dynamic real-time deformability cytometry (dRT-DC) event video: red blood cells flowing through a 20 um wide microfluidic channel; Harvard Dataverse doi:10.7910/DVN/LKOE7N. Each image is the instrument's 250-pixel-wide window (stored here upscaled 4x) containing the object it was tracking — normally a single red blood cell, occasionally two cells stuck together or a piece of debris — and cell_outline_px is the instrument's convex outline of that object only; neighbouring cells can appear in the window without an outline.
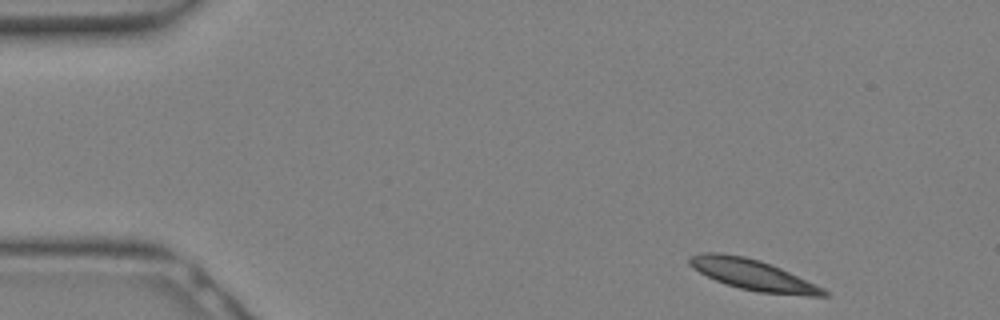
{"species": "Egyptian fruit bat (a non-hibernating species)", "species_latin": "Rousettus aegyptiacus", "temperature_condition": "warm", "stored_images_in_passage": 18, "camera_frame_rate_fps": 3000, "um_per_image_px": 0.085, "animal": {"sex": "female"}, "frame": {"image": 1, "passage_image": 1, "time_ms": 0.0, "image_size_px": [1000, 320], "cell_outline_px": [[832, 296], [808, 296], [760, 292], [740, 288], [716, 280], [692, 268], [688, 264], [688, 256], [704, 252], [720, 252], [744, 256], [760, 260], [780, 268], [816, 284], [824, 288]], "centroid_in_image_um": [64.0, 23.35], "position_along_channel_um": 21.0, "area_um2": 23.93}}
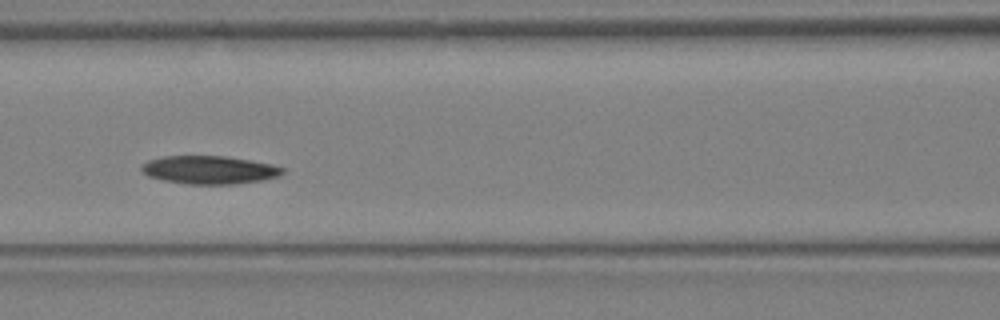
{"frame": {"image": 2, "passage_image": 11, "time_ms": 3.333, "image_size_px": [1000, 320], "cell_outline_px": [[284, 172], [280, 176], [264, 180], [232, 184], [188, 184], [164, 180], [148, 176], [140, 168], [140, 164], [148, 160], [164, 156], [224, 156], [272, 164], [284, 168]], "centroid_in_image_um": [17.79, 14.44], "position_along_channel_um": 148.8, "area_um2": 23.12}}
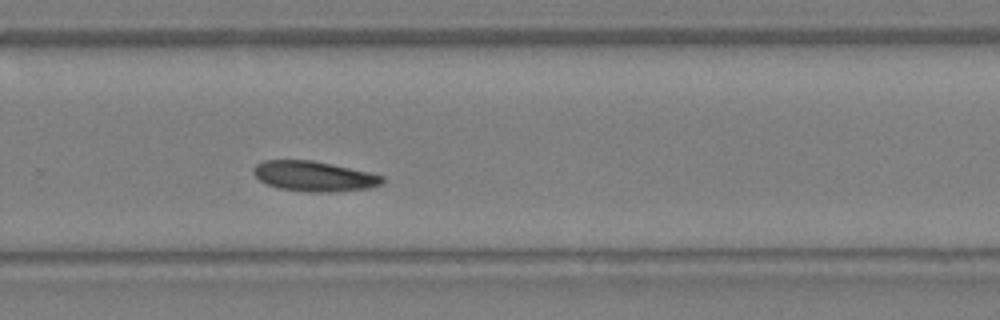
{"frame": {"image": 3, "passage_image": 18, "time_ms": 5.667, "image_size_px": [1000, 320], "cell_outline_px": [[384, 180], [380, 184], [368, 188], [332, 192], [308, 192], [280, 188], [268, 184], [260, 180], [252, 172], [252, 168], [256, 164], [264, 160], [312, 160], [332, 164], [368, 172], [384, 176]], "centroid_in_image_um": [26.67, 14.97], "position_along_channel_um": 303.1, "area_um2": 22.48}}